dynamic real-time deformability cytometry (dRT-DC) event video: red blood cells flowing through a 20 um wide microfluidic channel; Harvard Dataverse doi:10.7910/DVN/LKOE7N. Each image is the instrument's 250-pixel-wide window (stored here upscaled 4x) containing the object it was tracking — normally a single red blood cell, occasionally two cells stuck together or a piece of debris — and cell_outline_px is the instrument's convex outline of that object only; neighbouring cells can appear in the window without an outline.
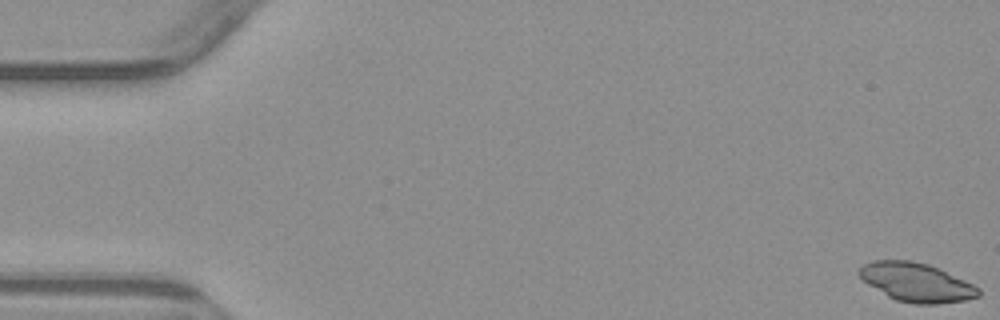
{"species": "common noctule bat (a hibernating species)", "species_latin": "Nyctalus noctula", "temperature_condition": "warm", "stored_images_in_passage": 5, "camera_frame_rate_fps": 3000, "um_per_image_px": 0.085, "animal": {"sex": "male", "body_mass_g": 23.1, "forearm_length_mm": 52.7}, "frame": {"image": 1, "passage_image": 1, "time_ms": 0.0, "image_size_px": [1000, 320], "cell_outline_px": [[980, 296], [964, 300], [936, 304], [916, 304], [896, 300], [888, 296], [868, 284], [856, 272], [864, 264], [876, 260], [908, 260], [928, 264], [964, 280], [980, 288]], "centroid_in_image_um": [77.89, 24.0], "position_along_channel_um": 7.1, "area_um2": 26.59}}